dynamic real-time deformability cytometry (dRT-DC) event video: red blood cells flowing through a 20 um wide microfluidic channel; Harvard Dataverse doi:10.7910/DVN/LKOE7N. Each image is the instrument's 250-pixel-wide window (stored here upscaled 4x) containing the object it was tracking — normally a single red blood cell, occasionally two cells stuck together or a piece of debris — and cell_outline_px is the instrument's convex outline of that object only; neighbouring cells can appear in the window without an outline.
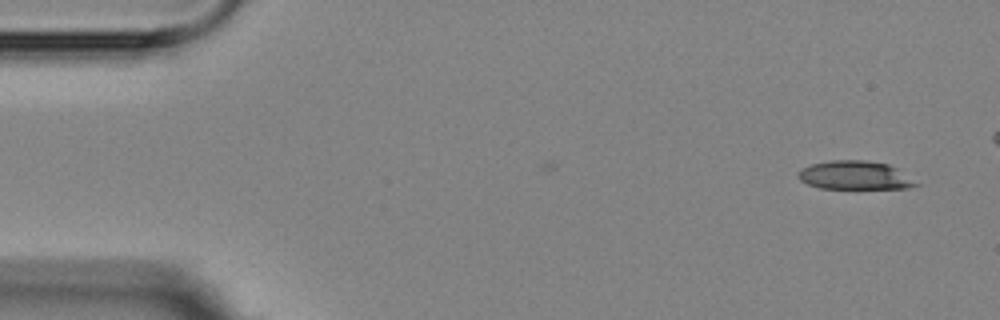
{"species": "Egyptian fruit bat (a non-hibernating species)", "species_latin": "Rousettus aegyptiacus", "temperature_condition": "room temperature", "stored_images_in_passage": 2, "camera_frame_rate_fps": 3000, "um_per_image_px": 0.085, "animal": {"sex": "female"}, "frame": {"image": 1, "passage_image": 2, "time_ms": 1.333, "image_size_px": [1000, 320], "cell_outline_px": [[920, 184], [908, 188], [820, 188], [808, 184], [800, 180], [796, 176], [804, 168], [812, 164], [828, 160], [864, 160], [888, 164], [896, 168]], "centroid_in_image_um": [72.66, 14.9], "position_along_channel_um": 12.3, "area_um2": 19.36}}